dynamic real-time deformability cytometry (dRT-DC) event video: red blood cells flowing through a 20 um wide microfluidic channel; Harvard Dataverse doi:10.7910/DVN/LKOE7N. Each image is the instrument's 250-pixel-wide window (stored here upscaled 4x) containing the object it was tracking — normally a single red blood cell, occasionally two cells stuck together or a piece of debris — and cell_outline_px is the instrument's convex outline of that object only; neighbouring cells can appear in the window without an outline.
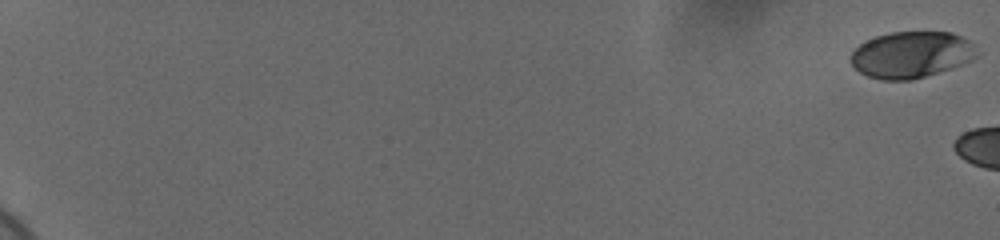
{"species": "human", "species_latin": "Homo sapiens", "temperature_condition": "cold", "stored_images_in_passage": 13, "camera_frame_rate_fps": 3000, "um_per_image_px": 0.085, "donor": {"sex": "female"}, "frame": {"image": 1, "passage_image": 1, "time_ms": 0.0, "image_size_px": [1000, 240], "cell_outline_px": [[976, 56], [972, 60], [912, 80], [884, 80], [868, 76], [860, 72], [852, 64], [852, 52], [864, 40], [876, 36], [892, 32], [952, 32], [968, 40]], "centroid_in_image_um": [77.4, 4.64], "position_along_channel_um": 7.6, "area_um2": 33.41}}